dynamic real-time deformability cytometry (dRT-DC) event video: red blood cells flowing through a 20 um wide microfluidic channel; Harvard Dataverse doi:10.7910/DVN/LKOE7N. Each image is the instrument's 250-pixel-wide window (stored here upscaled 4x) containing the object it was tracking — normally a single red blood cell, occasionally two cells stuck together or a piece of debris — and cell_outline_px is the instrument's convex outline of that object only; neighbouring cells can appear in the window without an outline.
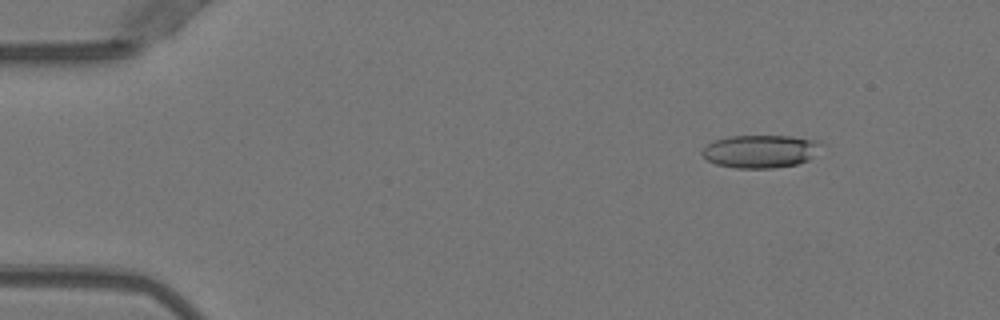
{"species": "Egyptian fruit bat (a non-hibernating species)", "species_latin": "Rousettus aegyptiacus", "temperature_condition": "warm", "stored_images_in_passage": 51, "camera_frame_rate_fps": 3000, "um_per_image_px": 0.085, "animal": {"sex": "female"}, "frame": {"image": 1, "passage_image": 6, "time_ms": 1.667, "image_size_px": [1000, 320], "cell_outline_px": [[820, 144], [812, 156], [808, 160], [796, 164], [772, 168], [736, 168], [716, 164], [708, 160], [700, 152], [708, 144], [716, 140], [728, 136], [792, 136], [820, 140]], "centroid_in_image_um": [64.62, 12.85], "position_along_channel_um": 20.4, "area_um2": 22.6}}
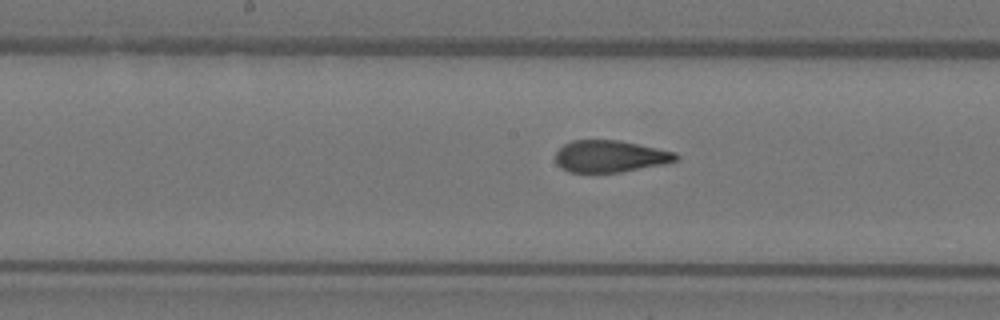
{"frame": {"image": 2, "passage_image": 26, "time_ms": 8.333, "image_size_px": [1000, 320], "cell_outline_px": [[680, 156], [676, 160], [664, 164], [620, 172], [568, 172], [560, 168], [556, 164], [556, 152], [564, 144], [572, 140], [620, 140], [676, 152]], "centroid_in_image_um": [51.85, 13.28], "position_along_channel_um": 196.4, "area_um2": 22.43}}
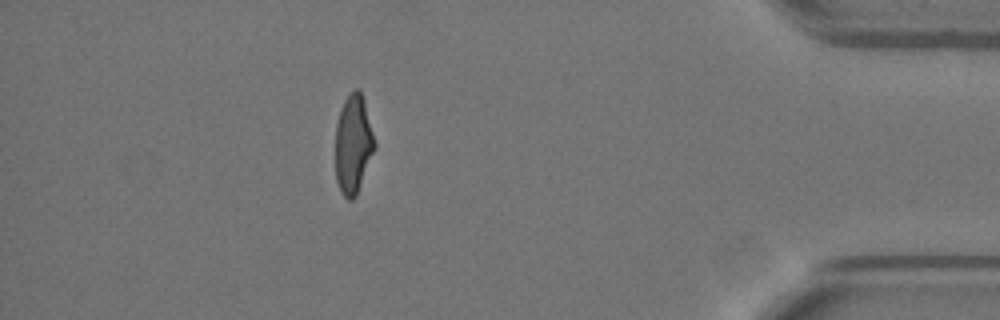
{"frame": {"image": 3, "passage_image": 45, "time_ms": 14.667, "image_size_px": [1000, 320], "cell_outline_px": [[376, 148], [356, 196], [352, 200], [348, 200], [340, 192], [336, 180], [336, 124], [340, 108], [344, 100], [356, 88], [360, 88], [364, 100], [376, 144]], "centroid_in_image_um": [30.03, 12.27], "position_along_channel_um": 405.2, "area_um2": 22.72}, "authors_computed_cell_mechanics": {"area_um2": 23.0622, "velocity_mm_per_s": 4.0126, "shape_relaxation_time_tau1_ms": 6.2931, "shape_relaxation_time_tau2_ms": 1.0671, "deformation_change_tau1": 0.2207, "deformation_change_tau2": 0.1018}}